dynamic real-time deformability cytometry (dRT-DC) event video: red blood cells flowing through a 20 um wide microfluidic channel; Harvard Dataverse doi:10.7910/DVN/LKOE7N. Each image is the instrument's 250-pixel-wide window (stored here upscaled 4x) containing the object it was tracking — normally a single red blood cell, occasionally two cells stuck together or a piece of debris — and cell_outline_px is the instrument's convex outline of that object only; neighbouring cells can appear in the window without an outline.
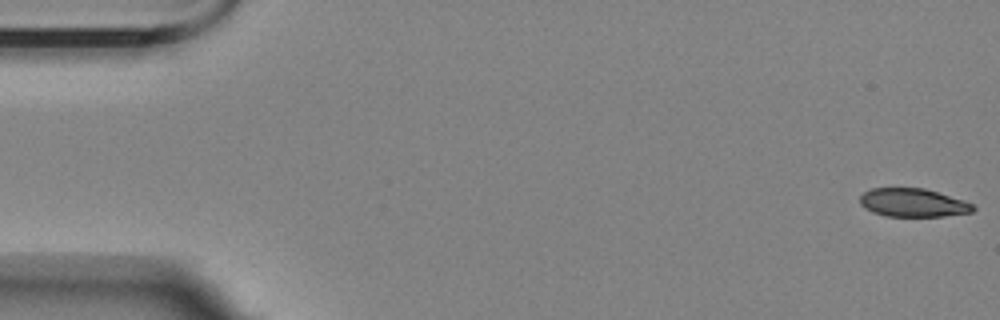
{"species": "Egyptian fruit bat (a non-hibernating species)", "species_latin": "Rousettus aegyptiacus", "temperature_condition": "room temperature", "stored_images_in_passage": 7, "camera_frame_rate_fps": 3000, "um_per_image_px": 0.085, "animal": {"sex": "female"}, "frame": {"image": 1, "passage_image": 1, "time_ms": 0.0, "image_size_px": [1000, 320], "cell_outline_px": [[976, 208], [972, 212], [944, 216], [884, 216], [872, 212], [864, 208], [860, 204], [860, 196], [864, 192], [872, 188], [924, 188], [964, 200], [972, 204]], "centroid_in_image_um": [77.59, 17.23], "position_along_channel_um": 7.4, "area_um2": 18.73}}
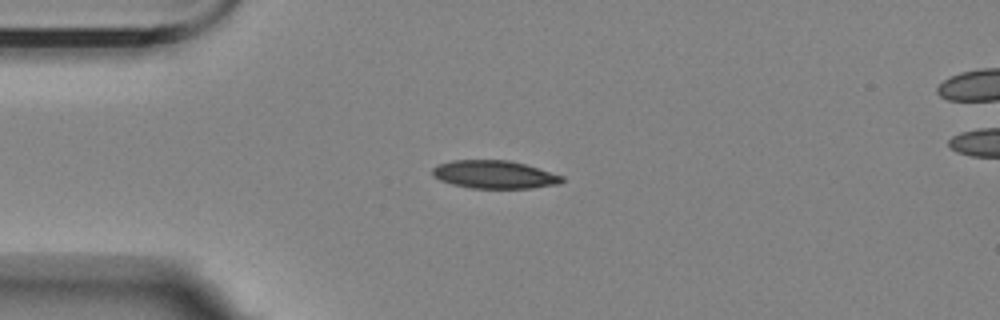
{"frame": {"image": 2, "passage_image": 5, "time_ms": 4.333, "image_size_px": [1000, 320], "cell_outline_px": [[564, 180], [560, 184], [532, 188], [472, 188], [452, 184], [440, 180], [432, 176], [432, 168], [436, 164], [452, 160], [508, 160], [524, 164], [564, 176]], "centroid_in_image_um": [42.0, 14.83], "position_along_channel_um": 43.0, "area_um2": 21.21}}
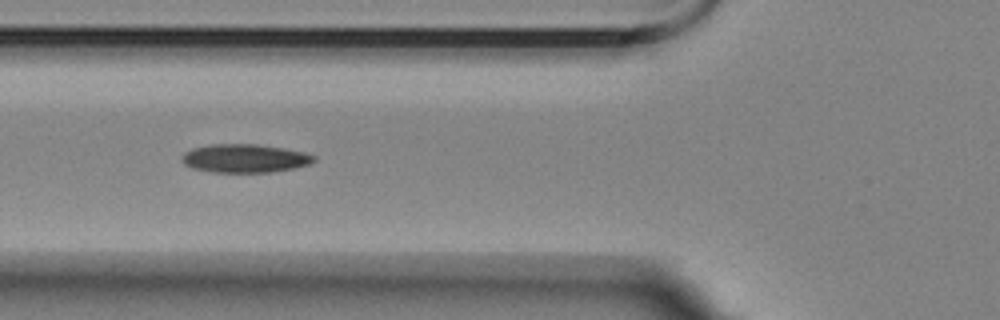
{"frame": {"image": 3, "passage_image": 7, "time_ms": 6.667, "image_size_px": [1000, 320], "cell_outline_px": [[316, 160], [308, 164], [292, 168], [272, 172], [216, 172], [192, 168], [184, 164], [180, 160], [184, 152], [192, 148], [208, 144], [260, 144], [284, 148], [304, 152], [316, 156]], "centroid_in_image_um": [20.78, 13.44], "position_along_channel_um": 105.0, "area_um2": 21.96}}